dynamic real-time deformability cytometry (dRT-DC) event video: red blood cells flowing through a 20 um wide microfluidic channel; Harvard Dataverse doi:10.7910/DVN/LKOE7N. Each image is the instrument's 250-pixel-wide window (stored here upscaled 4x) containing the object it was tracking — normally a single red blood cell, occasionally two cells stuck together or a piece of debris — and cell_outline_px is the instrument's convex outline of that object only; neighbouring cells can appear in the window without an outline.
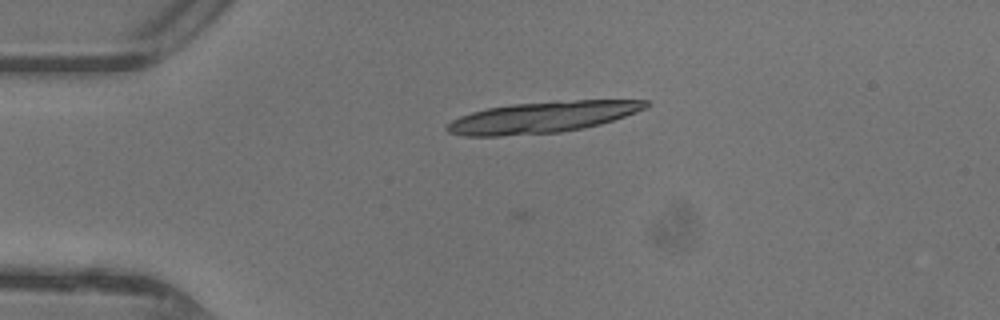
{"species": "common noctule bat (a hibernating species)", "species_latin": "Nyctalus noctula", "temperature_condition": "warm", "stored_images_in_passage": 16, "camera_frame_rate_fps": 3000, "um_per_image_px": 0.085, "animal": {"sex": "female"}, "frame": {"image": 1, "passage_image": 10, "time_ms": 3.0, "image_size_px": [1000, 320], "cell_outline_px": [[652, 104], [636, 112], [600, 124], [584, 128], [560, 132], [500, 136], [464, 136], [448, 132], [444, 128], [452, 120], [460, 116], [472, 112], [488, 108], [512, 104], [556, 100], [648, 100]], "centroid_in_image_um": [46.09, 9.96], "position_along_channel_um": 38.9, "area_um2": 36.18}}